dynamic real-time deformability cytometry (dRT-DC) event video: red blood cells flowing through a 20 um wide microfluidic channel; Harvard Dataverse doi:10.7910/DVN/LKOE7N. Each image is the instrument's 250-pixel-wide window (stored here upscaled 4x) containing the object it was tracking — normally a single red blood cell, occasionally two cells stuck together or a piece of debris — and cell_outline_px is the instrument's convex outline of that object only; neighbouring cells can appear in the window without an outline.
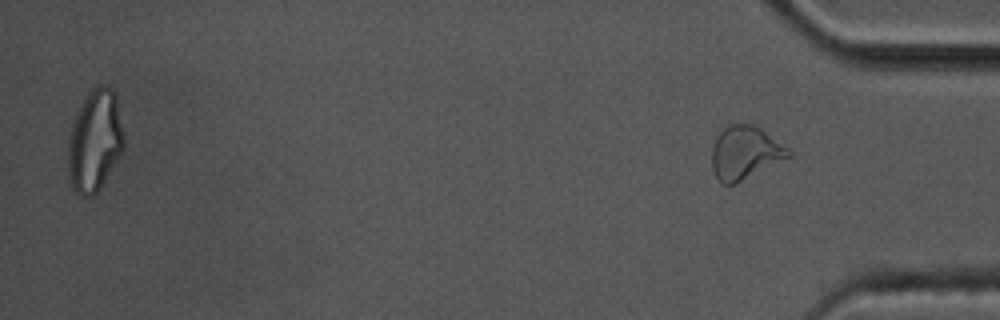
{"species": "common noctule bat (a hibernating species)", "species_latin": "Nyctalus noctula", "temperature_condition": "cold", "stored_images_in_passage": 12, "segment_of_instrument_passage": [2, 2], "camera_frame_rate_fps": 3000, "um_per_image_px": 0.085, "animal": {"sex": "male", "body_mass_g": 17.5, "forearm_length_mm": 52.3}, "frame": {"image": 1, "passage_image": 12, "time_ms": 3.667, "image_size_px": [1000, 320], "cell_outline_px": [[792, 156], [732, 184], [724, 184], [716, 176], [712, 168], [712, 148], [716, 136], [728, 124], [752, 124], [760, 128], [788, 148], [792, 152]], "centroid_in_image_um": [63.32, 12.95], "position_along_channel_um": 371.9, "area_um2": 23.29}}